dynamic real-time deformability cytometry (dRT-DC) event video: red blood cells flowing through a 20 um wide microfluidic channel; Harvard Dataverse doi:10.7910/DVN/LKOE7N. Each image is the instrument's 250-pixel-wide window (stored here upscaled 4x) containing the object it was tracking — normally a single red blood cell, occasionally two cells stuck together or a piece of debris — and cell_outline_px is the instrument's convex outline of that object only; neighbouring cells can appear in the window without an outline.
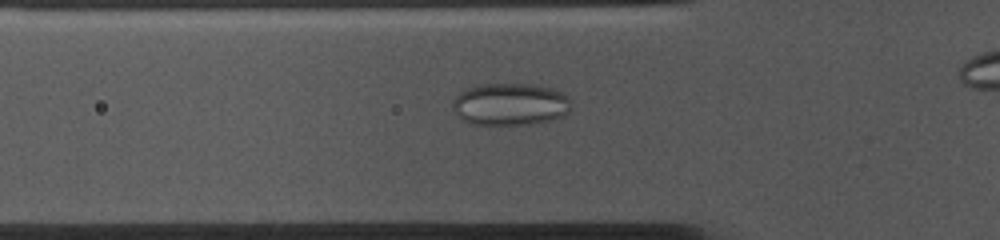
{"species": "common noctule bat (a hibernating species)", "species_latin": "Nyctalus noctula", "temperature_condition": "cold", "stored_images_in_passage": 29, "camera_frame_rate_fps": 3000, "um_per_image_px": 0.085, "animal": {"sex": "female", "body_mass_g": 10.0, "forearm_length_mm": 53.1}, "frame": {"image": 1, "passage_image": 2, "time_ms": 0.333, "image_size_px": [1000, 240], "cell_outline_px": [[572, 108], [564, 116], [552, 120], [532, 124], [472, 124], [464, 120], [452, 108], [452, 100], [460, 92], [468, 88], [484, 84], [532, 84], [552, 88], [568, 96], [572, 104]], "centroid_in_image_um": [43.41, 8.86], "position_along_channel_um": 82.4, "area_um2": 29.25}}
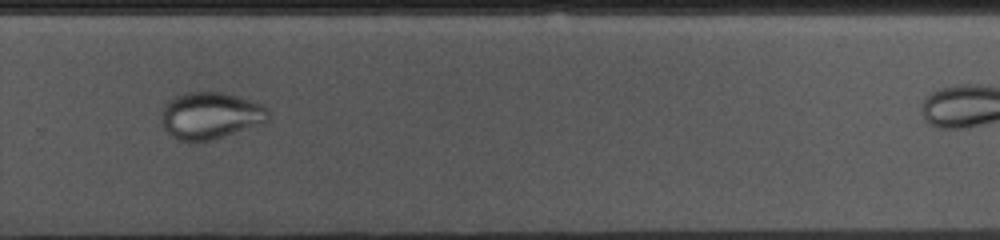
{"frame": {"image": 2, "passage_image": 21, "time_ms": 6.667, "image_size_px": [1000, 240], "cell_outline_px": [[268, 120], [264, 124], [212, 140], [180, 140], [172, 136], [164, 128], [164, 108], [168, 100], [176, 96], [188, 92], [220, 92], [252, 100], [268, 108]], "centroid_in_image_um": [17.95, 9.82], "position_along_channel_um": 311.8, "area_um2": 28.78}}
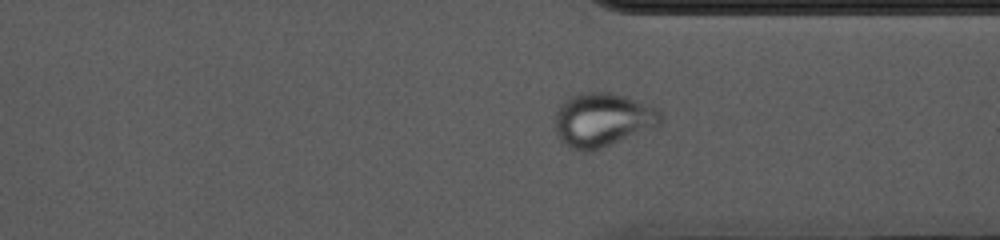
{"frame": {"image": 3, "passage_image": 25, "time_ms": 8.0, "image_size_px": [1000, 240], "cell_outline_px": [[660, 124], [656, 128], [584, 152], [572, 148], [564, 144], [556, 136], [556, 112], [560, 104], [572, 96], [584, 92], [608, 92], [624, 96], [656, 108], [660, 112]], "centroid_in_image_um": [51.19, 10.18], "position_along_channel_um": 360.2, "area_um2": 32.48}}